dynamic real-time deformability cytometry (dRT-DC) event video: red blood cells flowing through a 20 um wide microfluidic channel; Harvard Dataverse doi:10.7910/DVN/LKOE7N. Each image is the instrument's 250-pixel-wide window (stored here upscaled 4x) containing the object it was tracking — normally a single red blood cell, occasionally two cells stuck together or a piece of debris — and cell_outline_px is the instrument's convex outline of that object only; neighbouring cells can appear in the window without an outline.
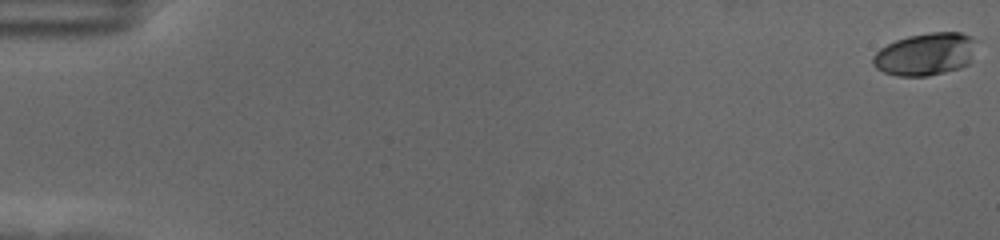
{"species": "human", "species_latin": "Homo sapiens", "temperature_condition": "cold", "stored_images_in_passage": 60, "camera_frame_rate_fps": 3000, "um_per_image_px": 0.085, "donor": {"sex": "female"}, "frame": {"image": 1, "passage_image": 1, "time_ms": 0.0, "image_size_px": [1000, 240], "cell_outline_px": [[980, 40], [968, 64], [960, 68], [928, 76], [896, 76], [884, 72], [876, 68], [872, 64], [872, 56], [880, 48], [896, 40], [908, 36], [932, 32], [960, 32], [972, 36]], "centroid_in_image_um": [78.7, 4.59], "position_along_channel_um": 6.3, "area_um2": 26.01}}
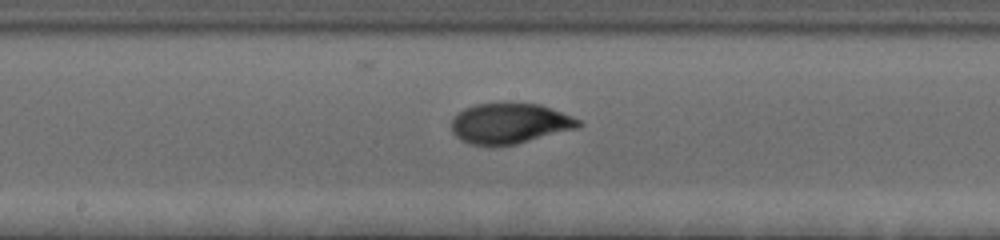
{"frame": {"image": 2, "passage_image": 33, "time_ms": 10.667, "image_size_px": [1000, 240], "cell_outline_px": [[584, 124], [580, 128], [516, 144], [492, 148], [488, 148], [472, 144], [460, 140], [452, 132], [452, 116], [464, 108], [476, 104], [504, 100], [540, 104], [584, 120]], "centroid_in_image_um": [43.35, 10.48], "position_along_channel_um": 204.9, "area_um2": 31.5}}
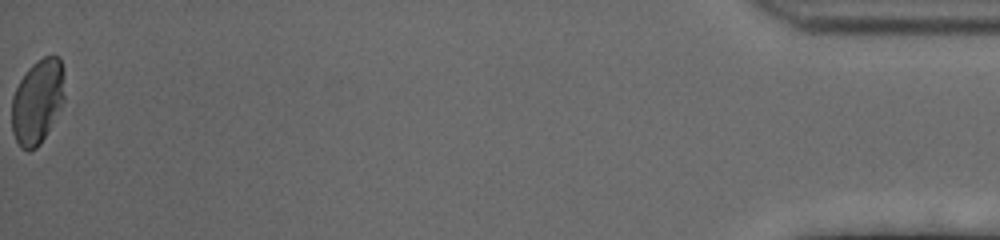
{"frame": {"image": 3, "passage_image": 60, "time_ms": 19.667, "image_size_px": [1000, 240], "cell_outline_px": [[64, 100], [60, 108], [40, 144], [36, 148], [28, 152], [20, 148], [12, 132], [12, 96], [20, 80], [28, 68], [36, 60], [44, 56], [60, 56], [64, 72]], "centroid_in_image_um": [3.18, 8.61], "position_along_channel_um": 432.0, "area_um2": 26.13}, "authors_computed_cell_mechanics": {"area_um2": 28.9289, "velocity_mm_per_s": 3.5182, "shape_relaxation_time_tau1_ms": 3.3307, "shape_relaxation_time_tau2_ms": 1.4407, "deformation_change_tau1": 0.1726, "deformation_change_tau2": 0.0324}}